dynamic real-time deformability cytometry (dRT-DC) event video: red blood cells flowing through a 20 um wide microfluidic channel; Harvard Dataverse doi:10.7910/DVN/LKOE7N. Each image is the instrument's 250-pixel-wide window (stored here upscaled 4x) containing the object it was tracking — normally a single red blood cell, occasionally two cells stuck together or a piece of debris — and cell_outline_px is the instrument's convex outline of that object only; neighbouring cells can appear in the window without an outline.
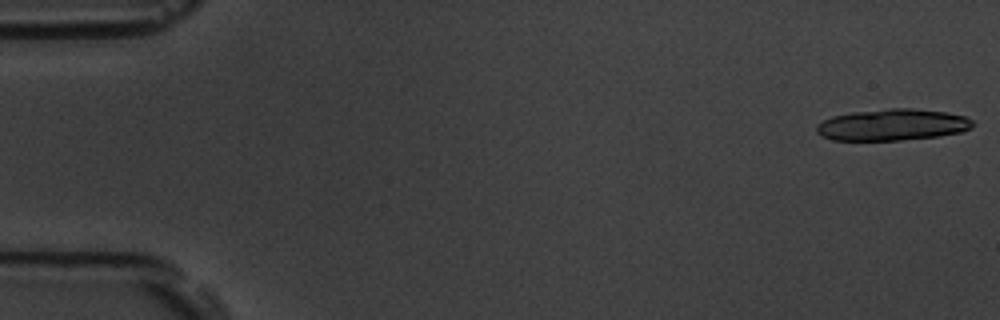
{"species": "common noctule bat (a hibernating species)", "species_latin": "Nyctalus noctula", "temperature_condition": "room temperature", "stored_images_in_passage": 14, "camera_frame_rate_fps": 3000, "um_per_image_px": 0.085, "animal": {"sex": "male", "body_mass_g": 19.5, "forearm_length_mm": 54.6}, "frame": {"image": 1, "passage_image": 1, "time_ms": 0.0, "image_size_px": [1000, 320], "cell_outline_px": [[976, 124], [972, 128], [960, 132], [936, 136], [900, 140], [832, 140], [816, 132], [816, 124], [832, 116], [852, 112], [888, 108], [912, 108], [944, 112], [964, 116], [972, 120]], "centroid_in_image_um": [75.85, 10.6], "position_along_channel_um": 9.2, "area_um2": 28.61}}